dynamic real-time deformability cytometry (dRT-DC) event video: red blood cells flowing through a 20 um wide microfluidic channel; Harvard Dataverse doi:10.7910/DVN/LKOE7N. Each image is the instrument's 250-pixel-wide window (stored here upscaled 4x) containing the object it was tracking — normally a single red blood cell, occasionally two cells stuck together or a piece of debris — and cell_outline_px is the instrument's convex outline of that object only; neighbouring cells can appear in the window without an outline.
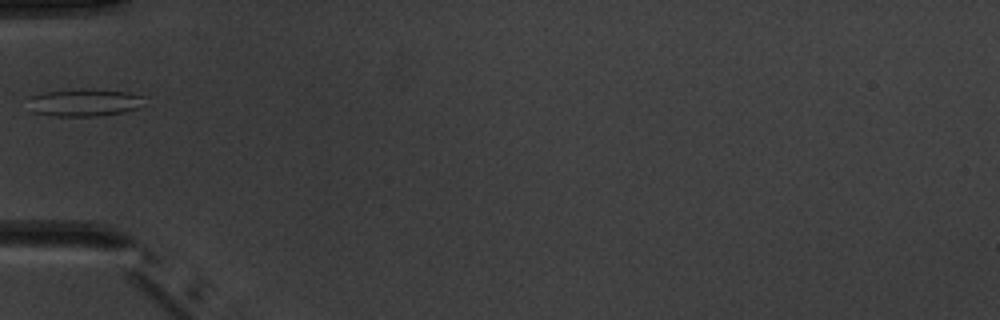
{"species": "common noctule bat (a hibernating species)", "species_latin": "Nyctalus noctula", "temperature_condition": "warm", "stored_images_in_passage": 1, "camera_frame_rate_fps": 3000, "um_per_image_px": 0.085, "animal": {"sex": "male", "body_mass_g": 20.1, "forearm_length_mm": 53.5}, "frame": {"image": 1, "passage_image": 1, "time_ms": 0.0, "image_size_px": [1000, 320], "cell_outline_px": [[148, 96], [140, 108], [124, 112], [96, 116], [56, 116], [32, 112], [28, 96], [44, 92], [128, 92]], "centroid_in_image_um": [7.22, 8.77], "position_along_channel_um": 77.8, "area_um2": 17.69}}